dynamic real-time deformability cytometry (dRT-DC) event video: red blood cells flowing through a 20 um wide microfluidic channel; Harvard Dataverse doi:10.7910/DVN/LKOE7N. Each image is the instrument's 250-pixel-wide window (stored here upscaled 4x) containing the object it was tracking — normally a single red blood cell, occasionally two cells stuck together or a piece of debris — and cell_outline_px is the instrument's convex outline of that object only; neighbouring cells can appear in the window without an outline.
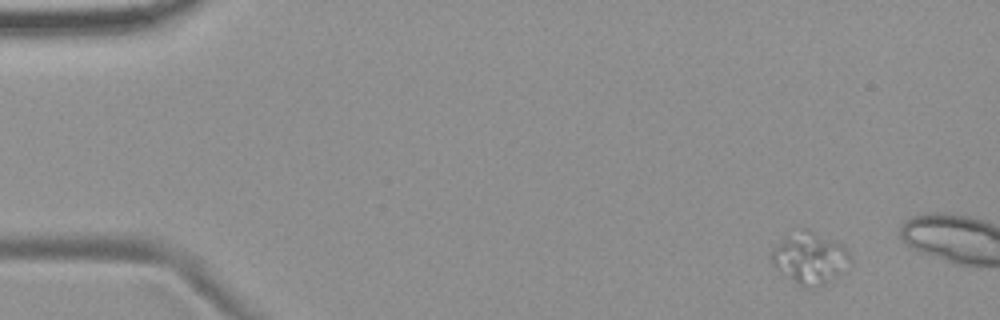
{"species": "common noctule bat (a hibernating species)", "species_latin": "Nyctalus noctula", "temperature_condition": "room temperature", "stored_images_in_passage": 3, "camera_frame_rate_fps": 3000, "um_per_image_px": 0.085, "animal": {"sex": "female", "body_mass_g": 19.9}, "frame": {"image": 1, "passage_image": 1, "time_ms": 0.0, "image_size_px": [1000, 320], "cell_outline_px": [[852, 264], [824, 284], [812, 288], [808, 288], [796, 284], [776, 268], [772, 264], [772, 248], [784, 236], [800, 228], [808, 228], [836, 240], [844, 244], [852, 260]], "centroid_in_image_um": [68.85, 21.9], "position_along_channel_um": 16.1, "area_um2": 24.04}}